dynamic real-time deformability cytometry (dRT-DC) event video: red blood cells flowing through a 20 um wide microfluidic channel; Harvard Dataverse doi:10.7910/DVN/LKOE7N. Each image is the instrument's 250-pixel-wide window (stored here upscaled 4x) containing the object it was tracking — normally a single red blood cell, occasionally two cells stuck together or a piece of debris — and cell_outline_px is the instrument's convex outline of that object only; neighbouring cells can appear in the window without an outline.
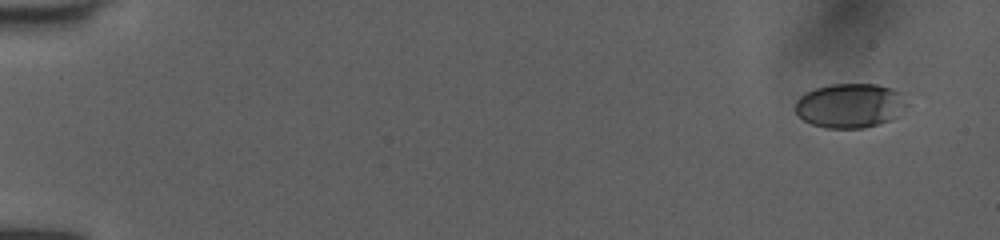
{"species": "human", "species_latin": "Homo sapiens", "temperature_condition": "room temperature", "stored_images_in_passage": 8, "camera_frame_rate_fps": 3000, "um_per_image_px": 0.085, "donor": {"sex": "female"}, "frame": {"image": 1, "passage_image": 1, "time_ms": 0.0, "image_size_px": [1000, 240], "cell_outline_px": [[908, 104], [896, 116], [888, 120], [864, 128], [824, 128], [812, 124], [804, 120], [796, 112], [796, 100], [800, 96], [816, 88], [832, 84], [876, 84], [892, 88], [900, 92]], "centroid_in_image_um": [72.25, 8.97], "position_along_channel_um": 12.8, "area_um2": 28.61}}
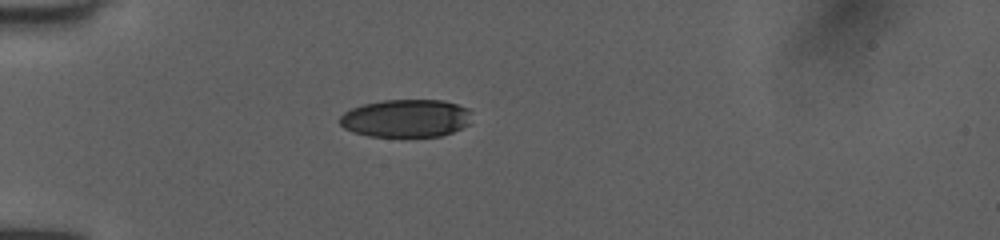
{"frame": {"image": 2, "passage_image": 5, "time_ms": 1.333, "image_size_px": [1000, 240], "cell_outline_px": [[468, 124], [452, 132], [440, 136], [368, 136], [352, 132], [344, 128], [340, 124], [340, 116], [344, 112], [352, 108], [364, 104], [384, 100], [444, 100], [468, 108]], "centroid_in_image_um": [34.46, 10.05], "position_along_channel_um": 50.5, "area_um2": 28.84}}
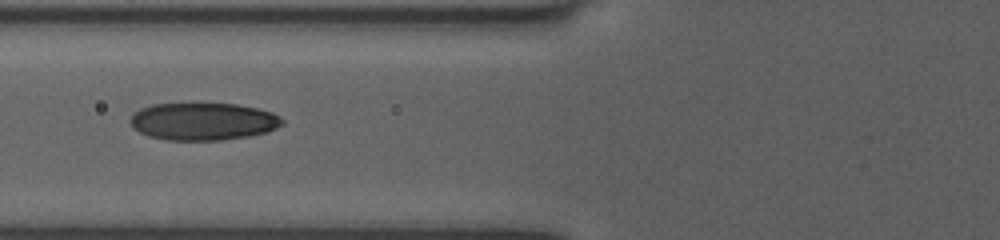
{"frame": {"image": 3, "passage_image": 7, "time_ms": 2.0, "image_size_px": [1000, 240], "cell_outline_px": [[284, 124], [276, 128], [264, 132], [248, 136], [220, 140], [168, 140], [148, 136], [132, 128], [128, 120], [140, 108], [152, 104], [236, 104], [256, 108], [272, 112], [280, 116], [284, 120]], "centroid_in_image_um": [17.25, 10.32], "position_along_channel_um": 108.6, "area_um2": 33.12}}